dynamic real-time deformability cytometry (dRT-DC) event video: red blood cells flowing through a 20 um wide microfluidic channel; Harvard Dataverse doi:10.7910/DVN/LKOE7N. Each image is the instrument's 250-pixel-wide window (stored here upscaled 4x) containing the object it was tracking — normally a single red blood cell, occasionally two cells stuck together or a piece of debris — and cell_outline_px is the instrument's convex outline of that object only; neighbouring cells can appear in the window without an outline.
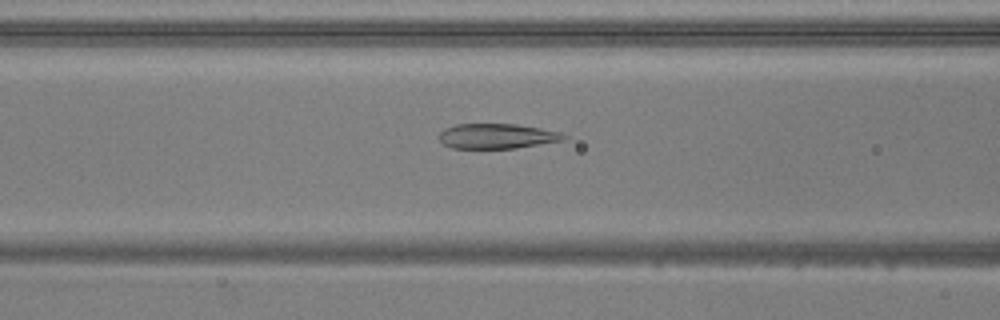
{"species": "common noctule bat (a hibernating species)", "species_latin": "Nyctalus noctula", "temperature_condition": "warm", "stored_images_in_passage": 49, "camera_frame_rate_fps": 3000, "um_per_image_px": 0.085, "animal": {"sex": "male", "body_mass_g": 20.5, "forearm_length_mm": 52.5}, "frame": {"image": 1, "passage_image": 22, "time_ms": 7.0, "image_size_px": [1000, 320], "cell_outline_px": [[568, 136], [564, 140], [516, 148], [452, 148], [444, 144], [440, 140], [440, 132], [444, 128], [456, 124], [516, 124], [540, 128], [560, 132]], "centroid_in_image_um": [42.25, 11.57], "position_along_channel_um": 124.4, "area_um2": 18.09}}
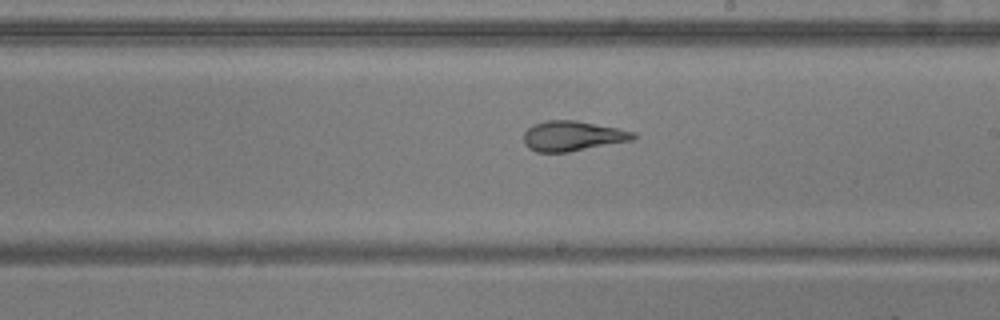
{"frame": {"image": 2, "passage_image": 31, "time_ms": 10.0, "image_size_px": [1000, 320], "cell_outline_px": [[640, 136], [636, 140], [568, 152], [536, 152], [528, 148], [524, 144], [524, 132], [532, 124], [544, 120], [576, 120], [636, 132]], "centroid_in_image_um": [48.7, 11.56], "position_along_channel_um": 240.3, "area_um2": 19.54}}
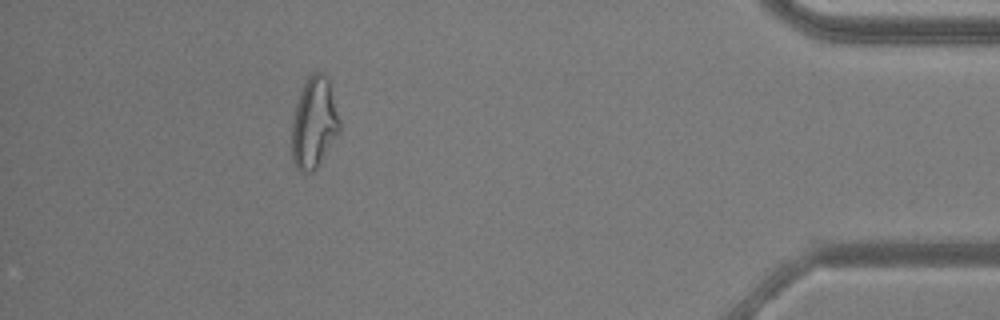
{"frame": {"image": 3, "passage_image": 48, "time_ms": 15.667, "image_size_px": [1000, 320], "cell_outline_px": [[340, 132], [316, 168], [312, 172], [300, 172], [296, 168], [292, 160], [292, 120], [296, 104], [300, 92], [308, 76], [312, 72], [324, 72], [328, 76], [340, 124]], "centroid_in_image_um": [26.69, 10.44], "position_along_channel_um": 408.5, "area_um2": 25.37}}